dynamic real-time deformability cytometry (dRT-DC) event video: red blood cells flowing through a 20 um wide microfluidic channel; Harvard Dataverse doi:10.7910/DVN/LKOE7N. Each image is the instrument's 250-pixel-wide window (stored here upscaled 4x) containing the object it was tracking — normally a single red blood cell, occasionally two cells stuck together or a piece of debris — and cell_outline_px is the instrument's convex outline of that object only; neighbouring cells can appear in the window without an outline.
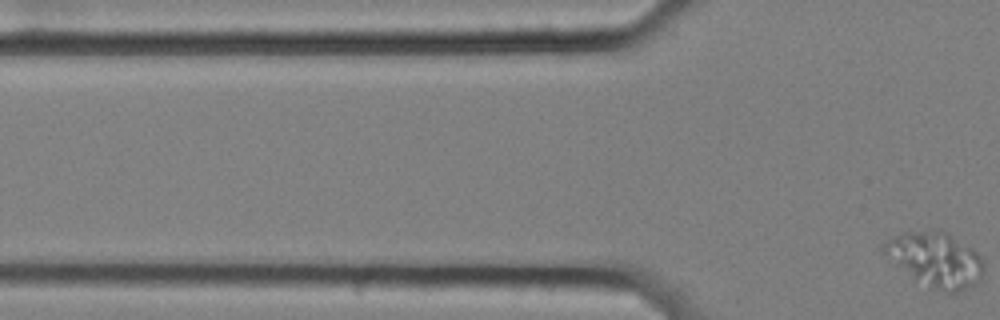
{"species": "common noctule bat (a hibernating species)", "species_latin": "Nyctalus noctula", "temperature_condition": "cold", "stored_images_in_passage": 4, "camera_frame_rate_fps": 3000, "um_per_image_px": 0.085, "animal": {"sex": "female", "body_mass_g": 25.1}, "frame": {"image": 1, "passage_image": 4, "time_ms": 1.0, "image_size_px": [1000, 320], "cell_outline_px": [[984, 272], [980, 280], [968, 288], [960, 292], [948, 292], [928, 288], [912, 280], [884, 252], [884, 244], [888, 240], [900, 232], [936, 228], [948, 232], [976, 252], [984, 260]], "centroid_in_image_um": [79.54, 22.06], "position_along_channel_um": 46.3, "area_um2": 32.25}}